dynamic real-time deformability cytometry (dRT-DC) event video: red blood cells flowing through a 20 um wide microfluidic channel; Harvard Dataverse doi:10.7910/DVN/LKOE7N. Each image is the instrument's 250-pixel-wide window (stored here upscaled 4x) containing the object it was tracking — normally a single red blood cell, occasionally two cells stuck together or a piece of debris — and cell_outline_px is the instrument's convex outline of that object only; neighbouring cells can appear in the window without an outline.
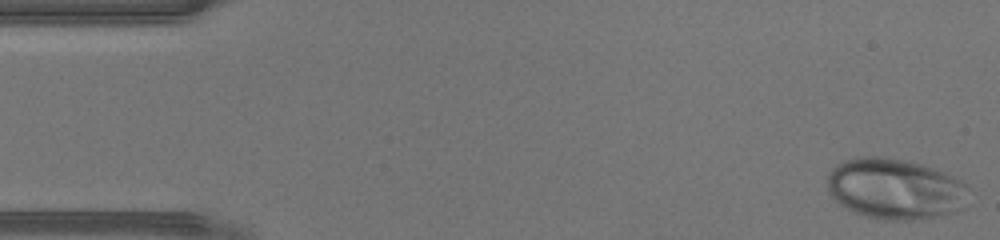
{"species": "human", "species_latin": "Homo sapiens", "temperature_condition": "warm", "stored_images_in_passage": 43, "camera_frame_rate_fps": 3000, "um_per_image_px": 0.085, "donor": {"sex": "male"}, "frame": {"image": 1, "passage_image": 1, "time_ms": 0.0, "image_size_px": [1000, 240], "cell_outline_px": [[968, 188], [964, 208], [956, 212], [920, 220], [884, 220], [852, 212], [832, 200], [828, 192], [828, 172], [836, 164], [860, 156], [880, 156], [924, 164], [944, 172], [968, 184]], "centroid_in_image_um": [76.08, 16.06], "position_along_channel_um": 8.9, "area_um2": 50.63}}
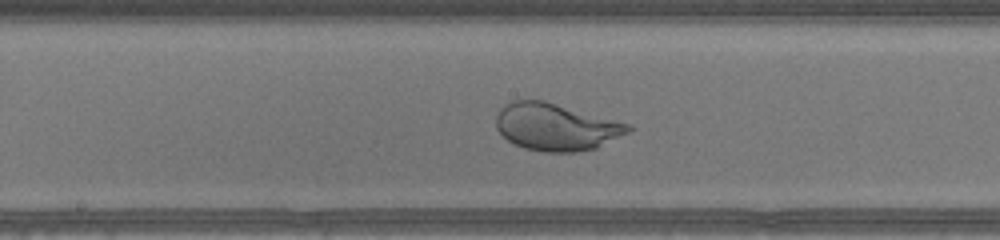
{"frame": {"image": 2, "passage_image": 22, "time_ms": 7.0, "image_size_px": [1000, 240], "cell_outline_px": [[636, 128], [596, 148], [576, 152], [544, 152], [524, 148], [508, 140], [496, 128], [496, 116], [500, 108], [504, 104], [512, 100], [544, 100], [632, 124]], "centroid_in_image_um": [47.27, 10.78], "position_along_channel_um": 200.9, "area_um2": 36.47}}
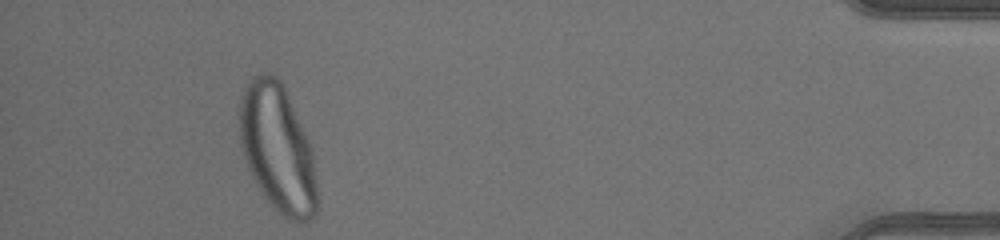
{"frame": {"image": 3, "passage_image": 40, "time_ms": 13.0, "image_size_px": [1000, 240], "cell_outline_px": [[320, 204], [316, 212], [304, 224], [296, 224], [288, 220], [264, 196], [256, 184], [248, 168], [244, 156], [240, 140], [240, 100], [244, 88], [252, 76], [260, 72], [272, 72], [280, 80], [284, 88], [312, 148], [320, 200]], "centroid_in_image_um": [23.63, 12.65], "position_along_channel_um": 411.6, "area_um2": 58.15}}